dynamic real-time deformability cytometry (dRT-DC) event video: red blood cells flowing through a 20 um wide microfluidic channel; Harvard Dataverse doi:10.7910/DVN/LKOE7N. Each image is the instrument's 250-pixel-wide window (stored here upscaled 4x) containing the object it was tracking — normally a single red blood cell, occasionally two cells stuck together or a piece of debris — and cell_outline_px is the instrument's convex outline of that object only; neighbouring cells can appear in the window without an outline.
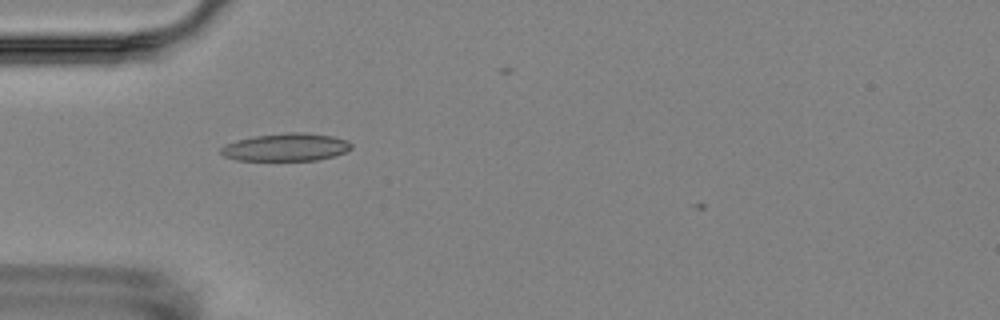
{"species": "Egyptian fruit bat (a non-hibernating species)", "species_latin": "Rousettus aegyptiacus", "temperature_condition": "room temperature", "stored_images_in_passage": 4, "camera_frame_rate_fps": 3000, "um_per_image_px": 0.085, "animal": {"sex": "female"}, "frame": {"image": 1, "passage_image": 3, "time_ms": 3.333, "image_size_px": [1000, 320], "cell_outline_px": [[352, 148], [348, 152], [316, 160], [236, 160], [224, 156], [220, 152], [220, 148], [224, 144], [236, 140], [256, 136], [288, 132], [304, 132], [332, 136], [348, 140], [352, 144]], "centroid_in_image_um": [24.32, 12.51], "position_along_channel_um": 60.7, "area_um2": 21.15}}